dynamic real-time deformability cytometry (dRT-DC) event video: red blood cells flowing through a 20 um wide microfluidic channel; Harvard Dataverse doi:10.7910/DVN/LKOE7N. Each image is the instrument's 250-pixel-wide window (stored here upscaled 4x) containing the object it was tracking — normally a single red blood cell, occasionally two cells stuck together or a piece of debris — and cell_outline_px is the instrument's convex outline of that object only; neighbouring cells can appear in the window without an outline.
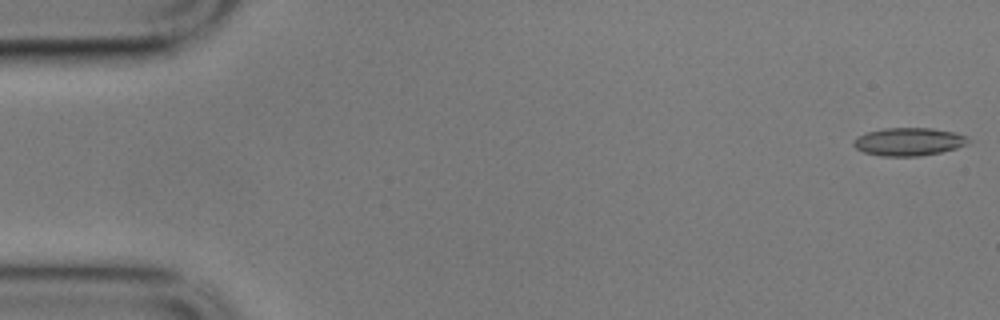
{"species": "common noctule bat (a hibernating species)", "species_latin": "Nyctalus noctula", "temperature_condition": "cold", "stored_images_in_passage": 56, "camera_frame_rate_fps": 3000, "um_per_image_px": 0.085, "animal": {"sex": "male", "body_mass_g": 17.9}, "frame": {"image": 1, "passage_image": 1, "time_ms": 0.0, "image_size_px": [1000, 320], "cell_outline_px": [[972, 140], [956, 148], [940, 152], [920, 156], [880, 156], [864, 152], [856, 148], [852, 144], [860, 136], [868, 132], [884, 128], [932, 128], [956, 132]], "centroid_in_image_um": [77.26, 12.04], "position_along_channel_um": 7.7, "area_um2": 18.5}}
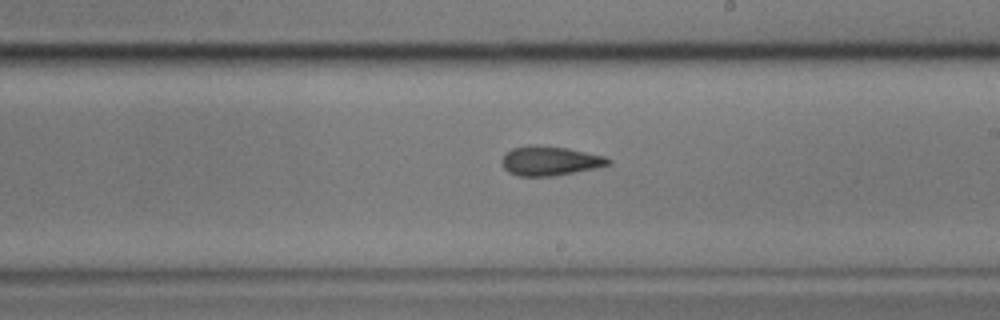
{"frame": {"image": 2, "passage_image": 32, "time_ms": 10.333, "image_size_px": [1000, 320], "cell_outline_px": [[612, 164], [596, 168], [552, 176], [520, 176], [508, 172], [504, 168], [500, 160], [504, 152], [512, 148], [528, 144], [536, 144], [568, 148], [604, 156], [612, 160]], "centroid_in_image_um": [46.71, 13.65], "position_along_channel_um": 242.3, "area_um2": 18.5}}
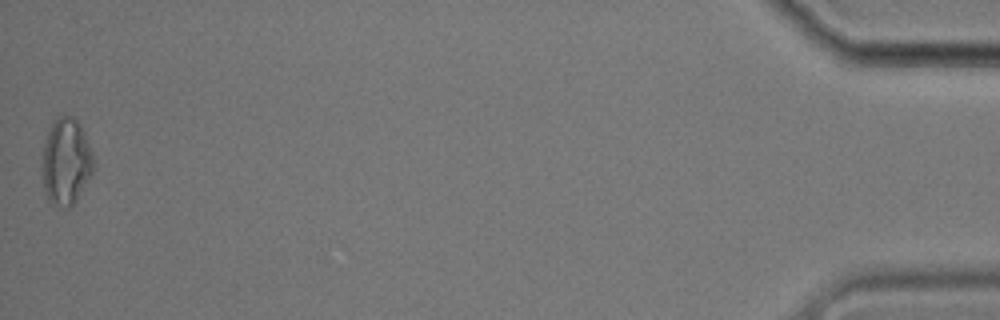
{"frame": {"image": 3, "passage_image": 56, "time_ms": 18.333, "image_size_px": [1000, 320], "cell_outline_px": [[92, 172], [76, 200], [68, 208], [64, 208], [48, 200], [44, 188], [44, 144], [48, 132], [52, 124], [64, 112], [72, 116], [80, 124], [84, 132], [92, 156]], "centroid_in_image_um": [5.62, 13.71], "position_along_channel_um": 429.6, "area_um2": 25.03}, "authors_computed_cell_mechanics": {"area_um2": 18.8428, "velocity_mm_per_s": 3.5307, "shape_relaxation_time_tau1_ms": null, "shape_relaxation_time_tau2_ms": 7.127, "deformation_change_tau1": null, "deformation_change_tau2": 0.1496}}